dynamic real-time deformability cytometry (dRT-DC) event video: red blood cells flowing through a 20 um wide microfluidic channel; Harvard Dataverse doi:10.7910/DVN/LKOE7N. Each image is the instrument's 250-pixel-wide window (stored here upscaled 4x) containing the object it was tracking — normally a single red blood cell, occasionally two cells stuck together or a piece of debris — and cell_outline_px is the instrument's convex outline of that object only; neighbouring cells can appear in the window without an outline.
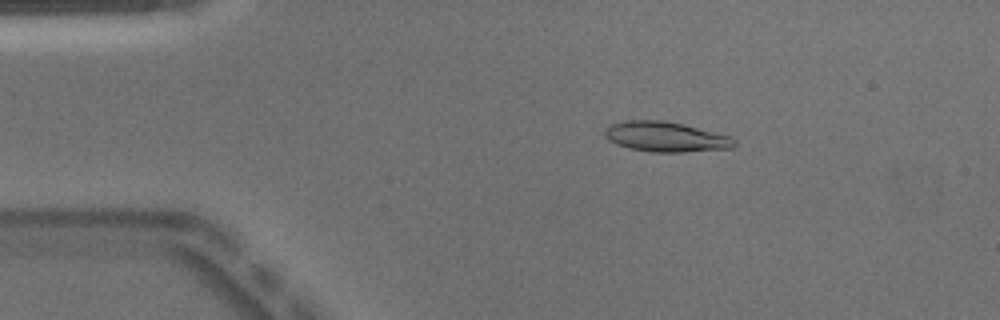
{"species": "Egyptian fruit bat (a non-hibernating species)", "species_latin": "Rousettus aegyptiacus", "temperature_condition": "warm", "stored_images_in_passage": 50, "camera_frame_rate_fps": 3000, "um_per_image_px": 0.085, "animal": {"sex": "male"}, "frame": {"image": 1, "passage_image": 9, "time_ms": 2.667, "image_size_px": [1000, 320], "cell_outline_px": [[736, 144], [732, 148], [684, 152], [652, 152], [628, 148], [616, 144], [608, 140], [604, 136], [604, 132], [612, 124], [624, 120], [664, 120], [684, 124], [732, 136], [736, 140]], "centroid_in_image_um": [56.61, 11.63], "position_along_channel_um": 28.4, "area_um2": 22.89}}
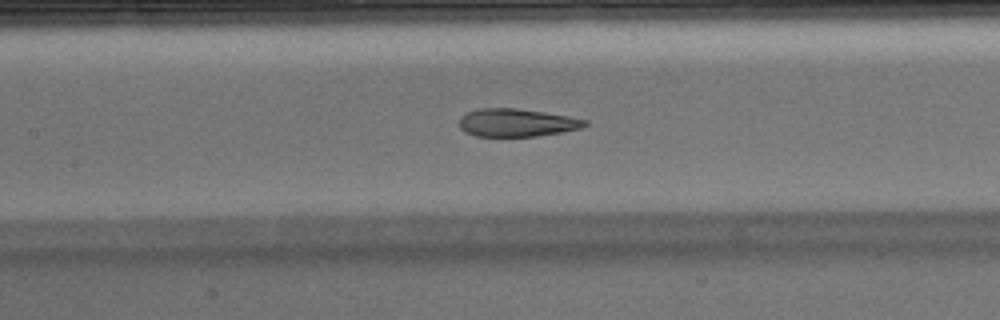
{"frame": {"image": 2, "passage_image": 23, "time_ms": 7.333, "image_size_px": [1000, 320], "cell_outline_px": [[588, 124], [580, 128], [564, 132], [536, 136], [476, 136], [464, 132], [460, 128], [460, 116], [468, 112], [480, 108], [516, 108], [544, 112], [568, 116], [588, 120]], "centroid_in_image_um": [43.92, 10.43], "position_along_channel_um": 163.5, "area_um2": 20.46}}
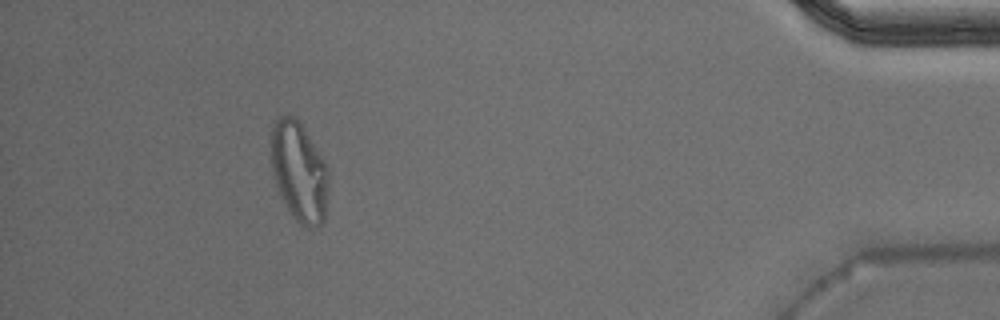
{"frame": {"image": 3, "passage_image": 46, "time_ms": 15.0, "image_size_px": [1000, 320], "cell_outline_px": [[328, 188], [324, 220], [316, 228], [304, 228], [296, 220], [288, 208], [276, 188], [272, 168], [272, 124], [280, 116], [292, 116], [300, 124], [328, 168]], "centroid_in_image_um": [25.42, 14.66], "position_along_channel_um": 409.8, "area_um2": 32.77}, "authors_computed_cell_mechanics": {"area_um2": 22.1663, "velocity_mm_per_s": 3.9767, "shape_relaxation_time_tau1_ms": null, "shape_relaxation_time_tau2_ms": 1.5361, "deformation_change_tau1": null, "deformation_change_tau2": 0.0981}}